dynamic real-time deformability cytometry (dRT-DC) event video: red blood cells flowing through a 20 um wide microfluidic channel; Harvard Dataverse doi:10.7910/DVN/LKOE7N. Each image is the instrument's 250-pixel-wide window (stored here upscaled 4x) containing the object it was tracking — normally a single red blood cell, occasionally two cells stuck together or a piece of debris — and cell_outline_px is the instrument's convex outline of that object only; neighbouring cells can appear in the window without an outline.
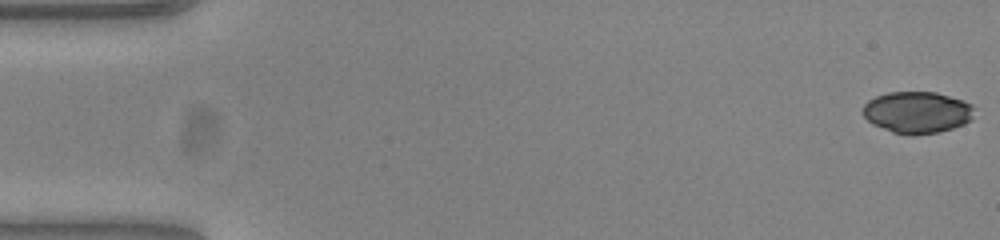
{"species": "common noctule bat (a hibernating species)", "species_latin": "Nyctalus noctula", "temperature_condition": "warm", "stored_images_in_passage": 53, "camera_frame_rate_fps": 3000, "um_per_image_px": 0.085, "animal": {"sex": "female", "body_mass_g": 23.0, "forearm_length_mm": 53.4}, "frame": {"image": 1, "passage_image": 1, "time_ms": 0.0, "image_size_px": [1000, 240], "cell_outline_px": [[972, 120], [964, 124], [940, 132], [892, 132], [872, 124], [860, 112], [864, 104], [868, 100], [876, 96], [888, 92], [936, 92], [972, 104]], "centroid_in_image_um": [77.92, 9.51], "position_along_channel_um": 7.1, "area_um2": 26.47}}
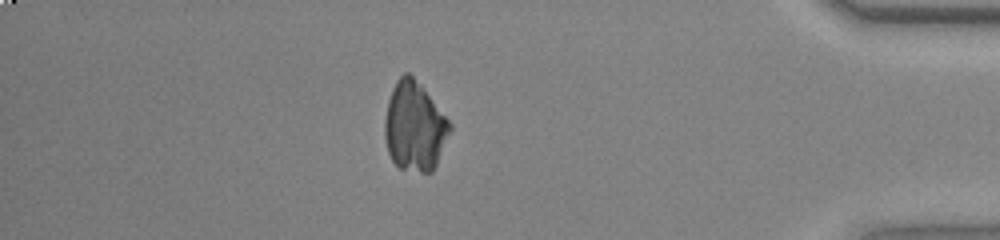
{"frame": {"image": 2, "passage_image": 46, "time_ms": 15.0, "image_size_px": [1000, 240], "cell_outline_px": [[452, 128], [436, 164], [432, 172], [420, 172], [400, 168], [392, 160], [388, 152], [384, 136], [384, 120], [388, 100], [392, 88], [396, 80], [404, 72], [408, 72], [424, 88], [452, 124]], "centroid_in_image_um": [35.22, 10.74], "position_along_channel_um": 400.0, "area_um2": 33.87}}
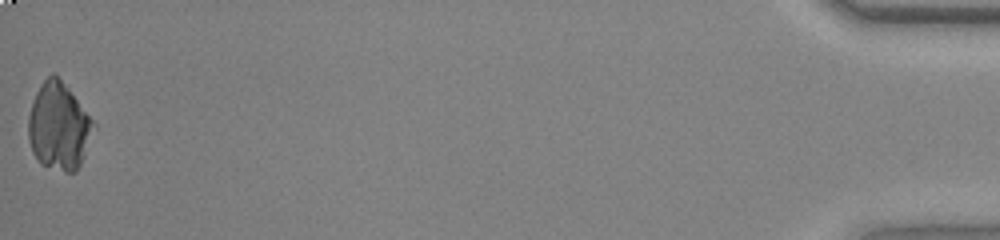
{"frame": {"image": 3, "passage_image": 53, "time_ms": 17.333, "image_size_px": [1000, 240], "cell_outline_px": [[96, 128], [84, 156], [76, 172], [64, 172], [40, 164], [36, 160], [32, 152], [28, 140], [28, 116], [32, 100], [40, 84], [52, 72], [68, 88], [96, 124]], "centroid_in_image_um": [4.98, 10.77], "position_along_channel_um": 430.2, "area_um2": 33.35}}